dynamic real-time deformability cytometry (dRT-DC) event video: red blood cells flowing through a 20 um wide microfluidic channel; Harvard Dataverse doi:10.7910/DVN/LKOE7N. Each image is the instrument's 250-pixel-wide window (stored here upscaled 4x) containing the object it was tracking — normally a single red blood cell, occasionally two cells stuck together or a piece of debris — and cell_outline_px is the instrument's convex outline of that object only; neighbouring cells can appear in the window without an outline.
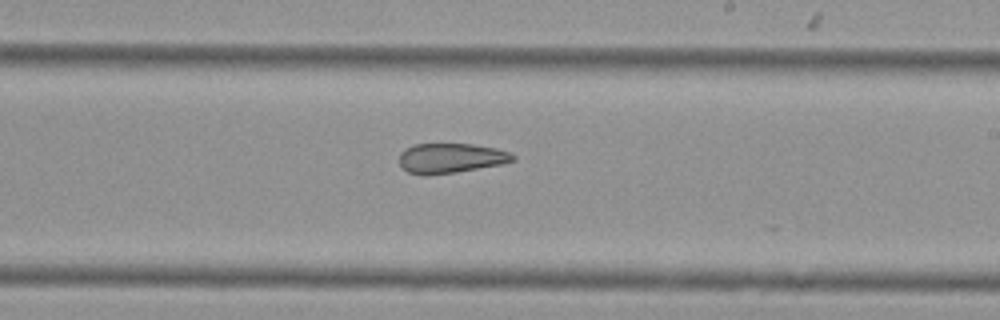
{"species": "Egyptian fruit bat (a non-hibernating species)", "species_latin": "Rousettus aegyptiacus", "temperature_condition": "cold", "stored_images_in_passage": 10, "camera_frame_rate_fps": 3000, "um_per_image_px": 0.085, "animal": {"sex": "female"}, "frame": {"image": 1, "passage_image": 10, "time_ms": 3.0, "image_size_px": [1000, 320], "cell_outline_px": [[516, 160], [504, 164], [456, 172], [428, 176], [424, 176], [408, 172], [400, 164], [400, 152], [404, 148], [416, 144], [472, 144], [496, 148], [512, 152], [516, 156]], "centroid_in_image_um": [38.35, 13.45], "position_along_channel_um": 250.6, "area_um2": 20.06}}